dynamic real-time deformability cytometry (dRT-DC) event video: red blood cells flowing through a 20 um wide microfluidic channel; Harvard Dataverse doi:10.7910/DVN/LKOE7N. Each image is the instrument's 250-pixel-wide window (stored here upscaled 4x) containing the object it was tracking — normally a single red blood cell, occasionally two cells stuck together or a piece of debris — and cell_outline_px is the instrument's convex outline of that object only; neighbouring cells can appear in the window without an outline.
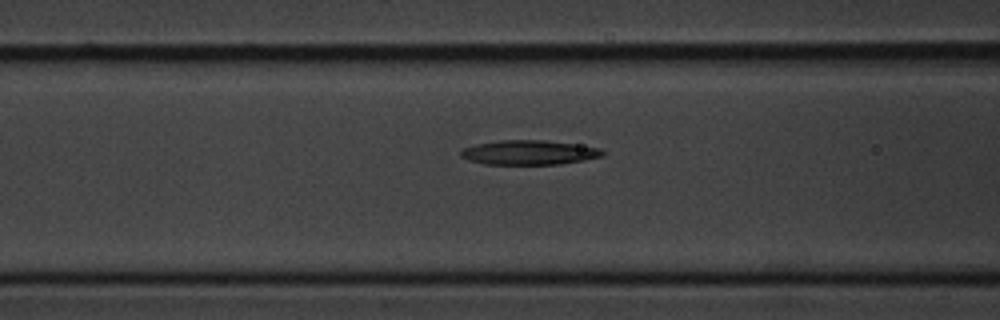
{"species": "common noctule bat (a hibernating species)", "species_latin": "Nyctalus noctula", "temperature_condition": "cold", "stored_images_in_passage": 7, "segment_of_instrument_passage": [2, 2], "camera_frame_rate_fps": 3000, "um_per_image_px": 0.085, "animal": {"sex": "male", "body_mass_g": 20.1, "forearm_length_mm": 53.5}, "frame": {"image": 1, "passage_image": 7, "time_ms": 7.0, "image_size_px": [1000, 320], "cell_outline_px": [[604, 156], [584, 160], [560, 164], [484, 164], [468, 160], [460, 156], [460, 152], [464, 148], [476, 144], [500, 140], [544, 140], [600, 148], [604, 152]], "centroid_in_image_um": [44.95, 12.96], "position_along_channel_um": 121.6, "area_um2": 20.11}}